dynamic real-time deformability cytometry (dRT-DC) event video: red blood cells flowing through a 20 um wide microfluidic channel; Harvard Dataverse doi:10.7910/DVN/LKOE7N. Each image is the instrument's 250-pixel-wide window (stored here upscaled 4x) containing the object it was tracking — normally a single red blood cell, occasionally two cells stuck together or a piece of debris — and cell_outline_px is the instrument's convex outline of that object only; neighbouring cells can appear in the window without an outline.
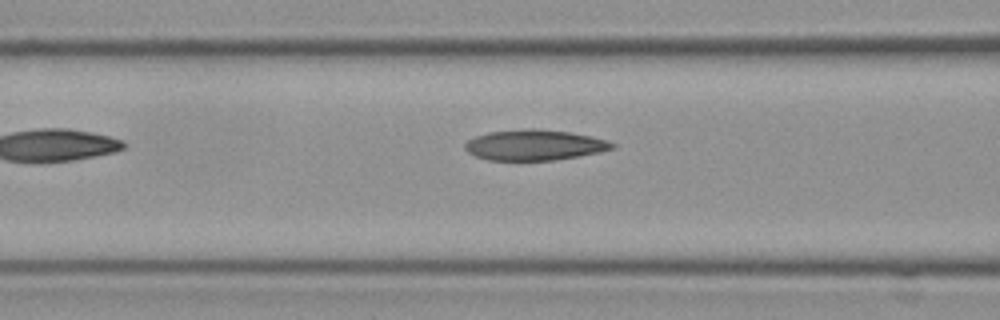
{"species": "Egyptian fruit bat (a non-hibernating species)", "species_latin": "Rousettus aegyptiacus", "temperature_condition": "cold", "stored_images_in_passage": 7, "segment_of_instrument_passage": [2, 2], "camera_frame_rate_fps": 3000, "um_per_image_px": 0.085, "frame": {"image": 1, "passage_image": 7, "time_ms": 2.0, "image_size_px": [1000, 320], "cell_outline_px": [[616, 148], [600, 152], [552, 160], [488, 160], [476, 156], [468, 152], [464, 148], [464, 144], [468, 140], [476, 136], [488, 132], [532, 128], [536, 128], [568, 132], [592, 136], [608, 140], [616, 144]], "centroid_in_image_um": [45.44, 12.32], "position_along_channel_um": 121.2, "area_um2": 26.18}}